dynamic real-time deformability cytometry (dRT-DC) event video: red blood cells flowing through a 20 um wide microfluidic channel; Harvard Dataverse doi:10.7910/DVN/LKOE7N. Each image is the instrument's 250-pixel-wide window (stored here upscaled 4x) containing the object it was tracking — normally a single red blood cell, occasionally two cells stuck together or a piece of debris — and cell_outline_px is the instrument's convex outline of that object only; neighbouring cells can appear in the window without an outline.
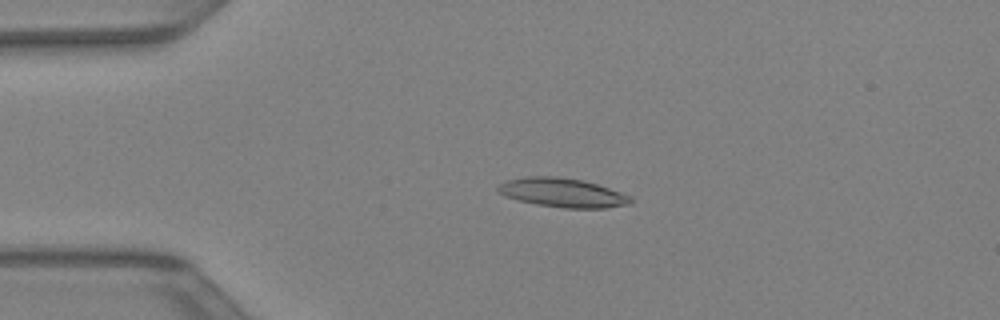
{"species": "Egyptian fruit bat (a non-hibernating species)", "species_latin": "Rousettus aegyptiacus", "temperature_condition": "warm", "stored_images_in_passage": 37, "camera_frame_rate_fps": 3000, "um_per_image_px": 0.085, "animal": {"sex": "female"}, "frame": {"image": 1, "passage_image": 4, "time_ms": 1.0, "image_size_px": [1000, 320], "cell_outline_px": [[632, 204], [604, 208], [564, 208], [536, 204], [504, 196], [496, 192], [496, 188], [504, 180], [524, 176], [560, 176], [584, 180], [632, 196]], "centroid_in_image_um": [47.78, 16.36], "position_along_channel_um": 37.2, "area_um2": 22.72}}
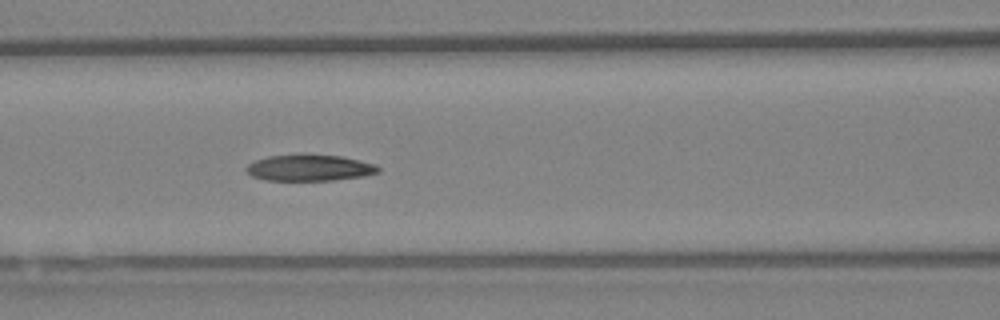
{"frame": {"image": 2, "passage_image": 13, "time_ms": 4.0, "image_size_px": [1000, 320], "cell_outline_px": [[380, 172], [364, 176], [332, 180], [264, 180], [252, 176], [244, 168], [248, 164], [256, 160], [268, 156], [296, 152], [304, 152], [340, 156], [376, 164], [380, 168]], "centroid_in_image_um": [26.29, 14.23], "position_along_channel_um": 140.3, "area_um2": 20.81}}
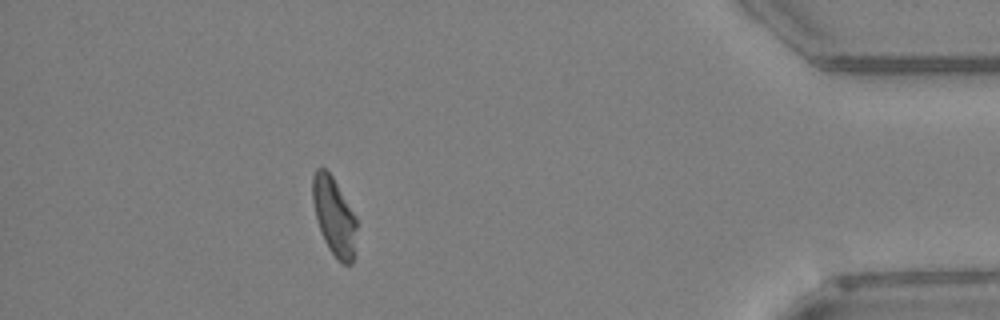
{"frame": {"image": 3, "passage_image": 33, "time_ms": 10.667, "image_size_px": [1000, 320], "cell_outline_px": [[356, 228], [352, 264], [344, 264], [336, 260], [328, 248], [324, 240], [316, 216], [312, 200], [312, 176], [316, 168], [324, 168], [332, 176], [356, 216]], "centroid_in_image_um": [28.38, 18.38], "position_along_channel_um": 406.8, "area_um2": 19.83}}